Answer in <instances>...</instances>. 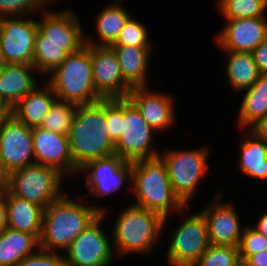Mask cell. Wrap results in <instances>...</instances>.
Returning <instances> with one entry per match:
<instances>
[{
	"instance_id": "6da1fadb",
	"label": "cell",
	"mask_w": 267,
	"mask_h": 266,
	"mask_svg": "<svg viewBox=\"0 0 267 266\" xmlns=\"http://www.w3.org/2000/svg\"><path fill=\"white\" fill-rule=\"evenodd\" d=\"M74 189L71 192L67 190L44 209L40 249L65 252L73 240L101 214L80 192L74 193Z\"/></svg>"
},
{
	"instance_id": "7a4b0ae2",
	"label": "cell",
	"mask_w": 267,
	"mask_h": 266,
	"mask_svg": "<svg viewBox=\"0 0 267 266\" xmlns=\"http://www.w3.org/2000/svg\"><path fill=\"white\" fill-rule=\"evenodd\" d=\"M118 212L114 222L108 220L111 224L107 225H111L109 230L117 259H126L132 255L154 258L153 254L156 253V246H160V240L166 242L162 239L164 218L157 212L131 203L122 205Z\"/></svg>"
},
{
	"instance_id": "3957f363",
	"label": "cell",
	"mask_w": 267,
	"mask_h": 266,
	"mask_svg": "<svg viewBox=\"0 0 267 266\" xmlns=\"http://www.w3.org/2000/svg\"><path fill=\"white\" fill-rule=\"evenodd\" d=\"M131 195L134 196L131 204L157 212L164 218V237L169 229L168 221H175L172 216L185 206L174 194L165 163L159 156L132 162Z\"/></svg>"
},
{
	"instance_id": "277c9868",
	"label": "cell",
	"mask_w": 267,
	"mask_h": 266,
	"mask_svg": "<svg viewBox=\"0 0 267 266\" xmlns=\"http://www.w3.org/2000/svg\"><path fill=\"white\" fill-rule=\"evenodd\" d=\"M68 140L74 165L79 169L86 162L115 154L106 123V98L77 105Z\"/></svg>"
},
{
	"instance_id": "5b68a950",
	"label": "cell",
	"mask_w": 267,
	"mask_h": 266,
	"mask_svg": "<svg viewBox=\"0 0 267 266\" xmlns=\"http://www.w3.org/2000/svg\"><path fill=\"white\" fill-rule=\"evenodd\" d=\"M165 146L159 157L165 163L172 190L185 206H193L194 197L201 193L200 185L208 176L210 144L190 149Z\"/></svg>"
},
{
	"instance_id": "8992f818",
	"label": "cell",
	"mask_w": 267,
	"mask_h": 266,
	"mask_svg": "<svg viewBox=\"0 0 267 266\" xmlns=\"http://www.w3.org/2000/svg\"><path fill=\"white\" fill-rule=\"evenodd\" d=\"M82 175L83 177L81 181H83L84 189L87 191L86 193H81V195L101 213L108 210V207L107 205H99L96 200L97 198H100V201L101 198H108L109 200L108 196H116L117 193L124 194L123 192H128L129 196L131 195L132 162L124 160L117 154L86 162L79 168L76 175V178L78 177L76 180L77 185L79 184V176L81 177Z\"/></svg>"
},
{
	"instance_id": "52a82bcc",
	"label": "cell",
	"mask_w": 267,
	"mask_h": 266,
	"mask_svg": "<svg viewBox=\"0 0 267 266\" xmlns=\"http://www.w3.org/2000/svg\"><path fill=\"white\" fill-rule=\"evenodd\" d=\"M45 80L61 101L82 105L103 99L93 82L91 45L85 44L77 52L68 54Z\"/></svg>"
},
{
	"instance_id": "ba28073f",
	"label": "cell",
	"mask_w": 267,
	"mask_h": 266,
	"mask_svg": "<svg viewBox=\"0 0 267 266\" xmlns=\"http://www.w3.org/2000/svg\"><path fill=\"white\" fill-rule=\"evenodd\" d=\"M191 207L184 206L177 212L175 218L181 216L179 224L176 227L171 225L172 230L166 231V236L170 234L166 239L165 256L162 257L166 258L163 266H193L211 245L203 214L199 210L192 212L190 209L194 208Z\"/></svg>"
},
{
	"instance_id": "9c48e42d",
	"label": "cell",
	"mask_w": 267,
	"mask_h": 266,
	"mask_svg": "<svg viewBox=\"0 0 267 266\" xmlns=\"http://www.w3.org/2000/svg\"><path fill=\"white\" fill-rule=\"evenodd\" d=\"M66 181L69 180L58 170L33 163L10 172L8 190L14 196L34 202L45 209L52 201L59 199L68 190L67 187H72Z\"/></svg>"
},
{
	"instance_id": "30bf717a",
	"label": "cell",
	"mask_w": 267,
	"mask_h": 266,
	"mask_svg": "<svg viewBox=\"0 0 267 266\" xmlns=\"http://www.w3.org/2000/svg\"><path fill=\"white\" fill-rule=\"evenodd\" d=\"M109 213V209L101 213L63 252L66 266H112L117 262L111 231L103 227Z\"/></svg>"
},
{
	"instance_id": "8fae6325",
	"label": "cell",
	"mask_w": 267,
	"mask_h": 266,
	"mask_svg": "<svg viewBox=\"0 0 267 266\" xmlns=\"http://www.w3.org/2000/svg\"><path fill=\"white\" fill-rule=\"evenodd\" d=\"M142 117L137 107L124 98V119L121 120V134L115 143V154L126 161L158 157L160 143H156L158 134ZM157 144V146H156Z\"/></svg>"
},
{
	"instance_id": "7c38bea8",
	"label": "cell",
	"mask_w": 267,
	"mask_h": 266,
	"mask_svg": "<svg viewBox=\"0 0 267 266\" xmlns=\"http://www.w3.org/2000/svg\"><path fill=\"white\" fill-rule=\"evenodd\" d=\"M223 188H218L211 200L198 209L204 216L209 241L215 245H229L239 247L246 221H243L237 211L234 200H225ZM225 200V201H224ZM243 224H242V222Z\"/></svg>"
},
{
	"instance_id": "4fadbf2b",
	"label": "cell",
	"mask_w": 267,
	"mask_h": 266,
	"mask_svg": "<svg viewBox=\"0 0 267 266\" xmlns=\"http://www.w3.org/2000/svg\"><path fill=\"white\" fill-rule=\"evenodd\" d=\"M37 31L35 16L0 18V48L5 62L32 65Z\"/></svg>"
},
{
	"instance_id": "5bb4252c",
	"label": "cell",
	"mask_w": 267,
	"mask_h": 266,
	"mask_svg": "<svg viewBox=\"0 0 267 266\" xmlns=\"http://www.w3.org/2000/svg\"><path fill=\"white\" fill-rule=\"evenodd\" d=\"M53 6H45L36 19L38 31L35 43L85 44L86 29L80 15L69 5L59 10L54 9L56 4Z\"/></svg>"
},
{
	"instance_id": "9a60e30c",
	"label": "cell",
	"mask_w": 267,
	"mask_h": 266,
	"mask_svg": "<svg viewBox=\"0 0 267 266\" xmlns=\"http://www.w3.org/2000/svg\"><path fill=\"white\" fill-rule=\"evenodd\" d=\"M0 159L9 172L35 163L32 128L11 113L0 124Z\"/></svg>"
},
{
	"instance_id": "2e32d148",
	"label": "cell",
	"mask_w": 267,
	"mask_h": 266,
	"mask_svg": "<svg viewBox=\"0 0 267 266\" xmlns=\"http://www.w3.org/2000/svg\"><path fill=\"white\" fill-rule=\"evenodd\" d=\"M162 91L149 89V87L132 88L127 95L144 120L159 135L170 132L178 122L174 95L165 90Z\"/></svg>"
},
{
	"instance_id": "e0dca14e",
	"label": "cell",
	"mask_w": 267,
	"mask_h": 266,
	"mask_svg": "<svg viewBox=\"0 0 267 266\" xmlns=\"http://www.w3.org/2000/svg\"><path fill=\"white\" fill-rule=\"evenodd\" d=\"M223 26L213 37L221 51L251 53L267 38V17L224 19Z\"/></svg>"
},
{
	"instance_id": "ac0fdd59",
	"label": "cell",
	"mask_w": 267,
	"mask_h": 266,
	"mask_svg": "<svg viewBox=\"0 0 267 266\" xmlns=\"http://www.w3.org/2000/svg\"><path fill=\"white\" fill-rule=\"evenodd\" d=\"M32 138L35 163L58 170L68 180L75 178L79 169L73 162L68 135L38 126L32 128Z\"/></svg>"
},
{
	"instance_id": "d6986e66",
	"label": "cell",
	"mask_w": 267,
	"mask_h": 266,
	"mask_svg": "<svg viewBox=\"0 0 267 266\" xmlns=\"http://www.w3.org/2000/svg\"><path fill=\"white\" fill-rule=\"evenodd\" d=\"M91 62L96 91L103 98H126L132 88L123 78L113 49L91 45Z\"/></svg>"
},
{
	"instance_id": "ffe728a7",
	"label": "cell",
	"mask_w": 267,
	"mask_h": 266,
	"mask_svg": "<svg viewBox=\"0 0 267 266\" xmlns=\"http://www.w3.org/2000/svg\"><path fill=\"white\" fill-rule=\"evenodd\" d=\"M107 1L109 2L102 7L96 16H94L95 27L93 29L95 31L85 32L86 45H113L116 42L125 23L132 16L131 12H129L128 8H126V6L123 4L128 0Z\"/></svg>"
},
{
	"instance_id": "44dd1931",
	"label": "cell",
	"mask_w": 267,
	"mask_h": 266,
	"mask_svg": "<svg viewBox=\"0 0 267 266\" xmlns=\"http://www.w3.org/2000/svg\"><path fill=\"white\" fill-rule=\"evenodd\" d=\"M43 80L32 65L6 63L0 70V99L12 109Z\"/></svg>"
},
{
	"instance_id": "7402d4cb",
	"label": "cell",
	"mask_w": 267,
	"mask_h": 266,
	"mask_svg": "<svg viewBox=\"0 0 267 266\" xmlns=\"http://www.w3.org/2000/svg\"><path fill=\"white\" fill-rule=\"evenodd\" d=\"M241 134L240 148L237 155L235 166L240 174L251 178L252 181L258 180L267 183V143L260 139L250 129H237Z\"/></svg>"
},
{
	"instance_id": "603a6c76",
	"label": "cell",
	"mask_w": 267,
	"mask_h": 266,
	"mask_svg": "<svg viewBox=\"0 0 267 266\" xmlns=\"http://www.w3.org/2000/svg\"><path fill=\"white\" fill-rule=\"evenodd\" d=\"M115 52L125 82L131 88L149 87L152 55L156 48L110 46Z\"/></svg>"
},
{
	"instance_id": "cb8c5ba5",
	"label": "cell",
	"mask_w": 267,
	"mask_h": 266,
	"mask_svg": "<svg viewBox=\"0 0 267 266\" xmlns=\"http://www.w3.org/2000/svg\"><path fill=\"white\" fill-rule=\"evenodd\" d=\"M56 100L51 85L44 79L13 106L11 114L28 127H38Z\"/></svg>"
},
{
	"instance_id": "d4e9b609",
	"label": "cell",
	"mask_w": 267,
	"mask_h": 266,
	"mask_svg": "<svg viewBox=\"0 0 267 266\" xmlns=\"http://www.w3.org/2000/svg\"><path fill=\"white\" fill-rule=\"evenodd\" d=\"M238 95L242 98L234 120L238 126L236 128L251 129L267 117V75L261 74L249 89L239 92Z\"/></svg>"
},
{
	"instance_id": "484cf974",
	"label": "cell",
	"mask_w": 267,
	"mask_h": 266,
	"mask_svg": "<svg viewBox=\"0 0 267 266\" xmlns=\"http://www.w3.org/2000/svg\"><path fill=\"white\" fill-rule=\"evenodd\" d=\"M3 195L6 198L7 227L33 234L39 240L44 208L34 202L14 196L9 190Z\"/></svg>"
},
{
	"instance_id": "4316f807",
	"label": "cell",
	"mask_w": 267,
	"mask_h": 266,
	"mask_svg": "<svg viewBox=\"0 0 267 266\" xmlns=\"http://www.w3.org/2000/svg\"><path fill=\"white\" fill-rule=\"evenodd\" d=\"M223 55V73L227 77L228 86L234 94L249 89L261 75L252 53L221 51Z\"/></svg>"
},
{
	"instance_id": "83f0119b",
	"label": "cell",
	"mask_w": 267,
	"mask_h": 266,
	"mask_svg": "<svg viewBox=\"0 0 267 266\" xmlns=\"http://www.w3.org/2000/svg\"><path fill=\"white\" fill-rule=\"evenodd\" d=\"M39 249V240L30 233L6 227L0 231V266H17Z\"/></svg>"
},
{
	"instance_id": "f1b7e54d",
	"label": "cell",
	"mask_w": 267,
	"mask_h": 266,
	"mask_svg": "<svg viewBox=\"0 0 267 266\" xmlns=\"http://www.w3.org/2000/svg\"><path fill=\"white\" fill-rule=\"evenodd\" d=\"M85 44L35 43L32 66L45 79L67 57L80 50Z\"/></svg>"
},
{
	"instance_id": "f546056e",
	"label": "cell",
	"mask_w": 267,
	"mask_h": 266,
	"mask_svg": "<svg viewBox=\"0 0 267 266\" xmlns=\"http://www.w3.org/2000/svg\"><path fill=\"white\" fill-rule=\"evenodd\" d=\"M214 6L222 19L267 17V0H217Z\"/></svg>"
},
{
	"instance_id": "4dcf8cb0",
	"label": "cell",
	"mask_w": 267,
	"mask_h": 266,
	"mask_svg": "<svg viewBox=\"0 0 267 266\" xmlns=\"http://www.w3.org/2000/svg\"><path fill=\"white\" fill-rule=\"evenodd\" d=\"M77 104L56 100L40 127L68 135Z\"/></svg>"
},
{
	"instance_id": "1f68e13d",
	"label": "cell",
	"mask_w": 267,
	"mask_h": 266,
	"mask_svg": "<svg viewBox=\"0 0 267 266\" xmlns=\"http://www.w3.org/2000/svg\"><path fill=\"white\" fill-rule=\"evenodd\" d=\"M149 28L141 19L137 20L133 15L125 23L119 33L116 42L111 46H133L141 48H155V42L150 36ZM154 43V44H153Z\"/></svg>"
},
{
	"instance_id": "d6a6232c",
	"label": "cell",
	"mask_w": 267,
	"mask_h": 266,
	"mask_svg": "<svg viewBox=\"0 0 267 266\" xmlns=\"http://www.w3.org/2000/svg\"><path fill=\"white\" fill-rule=\"evenodd\" d=\"M193 266H242L239 247L211 244Z\"/></svg>"
},
{
	"instance_id": "836d02e7",
	"label": "cell",
	"mask_w": 267,
	"mask_h": 266,
	"mask_svg": "<svg viewBox=\"0 0 267 266\" xmlns=\"http://www.w3.org/2000/svg\"><path fill=\"white\" fill-rule=\"evenodd\" d=\"M267 250V237L247 222L239 244L241 264L251 255Z\"/></svg>"
},
{
	"instance_id": "e575fe53",
	"label": "cell",
	"mask_w": 267,
	"mask_h": 266,
	"mask_svg": "<svg viewBox=\"0 0 267 266\" xmlns=\"http://www.w3.org/2000/svg\"><path fill=\"white\" fill-rule=\"evenodd\" d=\"M45 6L39 0H0V18L38 16Z\"/></svg>"
},
{
	"instance_id": "d590c367",
	"label": "cell",
	"mask_w": 267,
	"mask_h": 266,
	"mask_svg": "<svg viewBox=\"0 0 267 266\" xmlns=\"http://www.w3.org/2000/svg\"><path fill=\"white\" fill-rule=\"evenodd\" d=\"M124 119V98H106V123L111 141L115 144L121 134Z\"/></svg>"
},
{
	"instance_id": "8d00e7d4",
	"label": "cell",
	"mask_w": 267,
	"mask_h": 266,
	"mask_svg": "<svg viewBox=\"0 0 267 266\" xmlns=\"http://www.w3.org/2000/svg\"><path fill=\"white\" fill-rule=\"evenodd\" d=\"M17 266H66L63 253L38 249L25 257Z\"/></svg>"
},
{
	"instance_id": "74e56055",
	"label": "cell",
	"mask_w": 267,
	"mask_h": 266,
	"mask_svg": "<svg viewBox=\"0 0 267 266\" xmlns=\"http://www.w3.org/2000/svg\"><path fill=\"white\" fill-rule=\"evenodd\" d=\"M254 62L260 74L267 75V38L262 41L252 52Z\"/></svg>"
},
{
	"instance_id": "f35d334b",
	"label": "cell",
	"mask_w": 267,
	"mask_h": 266,
	"mask_svg": "<svg viewBox=\"0 0 267 266\" xmlns=\"http://www.w3.org/2000/svg\"><path fill=\"white\" fill-rule=\"evenodd\" d=\"M242 266H267V250L249 256Z\"/></svg>"
},
{
	"instance_id": "ab89813d",
	"label": "cell",
	"mask_w": 267,
	"mask_h": 266,
	"mask_svg": "<svg viewBox=\"0 0 267 266\" xmlns=\"http://www.w3.org/2000/svg\"><path fill=\"white\" fill-rule=\"evenodd\" d=\"M10 172L5 168L0 159V195L9 189Z\"/></svg>"
},
{
	"instance_id": "60d3db41",
	"label": "cell",
	"mask_w": 267,
	"mask_h": 266,
	"mask_svg": "<svg viewBox=\"0 0 267 266\" xmlns=\"http://www.w3.org/2000/svg\"><path fill=\"white\" fill-rule=\"evenodd\" d=\"M257 216L256 223L253 225L251 224V226L267 237V209H265L260 216L258 214Z\"/></svg>"
},
{
	"instance_id": "b9f144b4",
	"label": "cell",
	"mask_w": 267,
	"mask_h": 266,
	"mask_svg": "<svg viewBox=\"0 0 267 266\" xmlns=\"http://www.w3.org/2000/svg\"><path fill=\"white\" fill-rule=\"evenodd\" d=\"M250 130L267 143V117L259 121Z\"/></svg>"
},
{
	"instance_id": "7bdbcfd3",
	"label": "cell",
	"mask_w": 267,
	"mask_h": 266,
	"mask_svg": "<svg viewBox=\"0 0 267 266\" xmlns=\"http://www.w3.org/2000/svg\"><path fill=\"white\" fill-rule=\"evenodd\" d=\"M7 227V206L6 198L3 194L0 195V231Z\"/></svg>"
},
{
	"instance_id": "ee69618b",
	"label": "cell",
	"mask_w": 267,
	"mask_h": 266,
	"mask_svg": "<svg viewBox=\"0 0 267 266\" xmlns=\"http://www.w3.org/2000/svg\"><path fill=\"white\" fill-rule=\"evenodd\" d=\"M11 113V109L0 99V124Z\"/></svg>"
},
{
	"instance_id": "f6af8a7d",
	"label": "cell",
	"mask_w": 267,
	"mask_h": 266,
	"mask_svg": "<svg viewBox=\"0 0 267 266\" xmlns=\"http://www.w3.org/2000/svg\"><path fill=\"white\" fill-rule=\"evenodd\" d=\"M44 6H53L54 4L63 3L64 1L67 3L69 0H39Z\"/></svg>"
},
{
	"instance_id": "bcb514c9",
	"label": "cell",
	"mask_w": 267,
	"mask_h": 266,
	"mask_svg": "<svg viewBox=\"0 0 267 266\" xmlns=\"http://www.w3.org/2000/svg\"><path fill=\"white\" fill-rule=\"evenodd\" d=\"M5 64H6V62L4 60V56H3L2 50L0 48V70L4 67Z\"/></svg>"
}]
</instances>
